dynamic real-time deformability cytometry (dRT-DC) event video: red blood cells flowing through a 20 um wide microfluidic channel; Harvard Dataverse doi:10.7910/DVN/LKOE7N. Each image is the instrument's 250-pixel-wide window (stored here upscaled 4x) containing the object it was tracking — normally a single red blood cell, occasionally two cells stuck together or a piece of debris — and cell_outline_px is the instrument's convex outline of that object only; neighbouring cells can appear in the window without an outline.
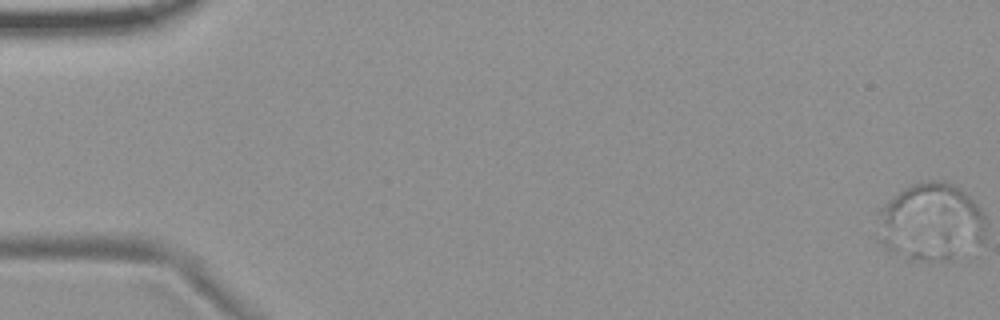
{"species": "common noctule bat (a hibernating species)", "species_latin": "Nyctalus noctula", "temperature_condition": "room temperature", "stored_images_in_passage": 8, "camera_frame_rate_fps": 3000, "um_per_image_px": 0.085, "animal": {"sex": "female", "body_mass_g": 19.9}, "frame": {"image": 1, "passage_image": 2, "time_ms": 0.333, "image_size_px": [1000, 320], "cell_outline_px": [[952, 260], [912, 260], [888, 252], [880, 244], [880, 240], [944, 232], [948, 232], [952, 252]], "centroid_in_image_um": [78.27, 20.99], "position_along_channel_um": 6.7, "area_um2": 11.04}}